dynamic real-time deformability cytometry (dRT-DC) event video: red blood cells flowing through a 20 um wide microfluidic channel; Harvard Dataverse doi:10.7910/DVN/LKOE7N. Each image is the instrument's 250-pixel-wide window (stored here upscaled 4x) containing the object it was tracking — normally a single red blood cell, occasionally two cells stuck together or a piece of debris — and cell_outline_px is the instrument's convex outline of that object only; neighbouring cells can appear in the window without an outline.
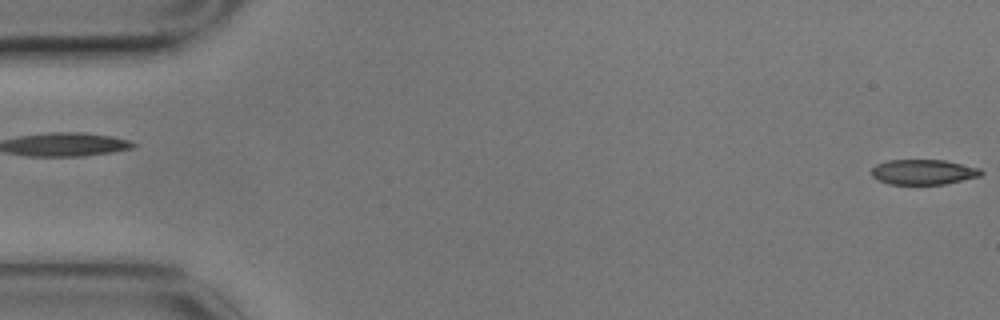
{"species": "common noctule bat (a hibernating species)", "species_latin": "Nyctalus noctula", "temperature_condition": "cold", "stored_images_in_passage": 6, "segment_of_instrument_passage": [2, 2], "camera_frame_rate_fps": 3000, "um_per_image_px": 0.085, "animal": {"sex": "male", "body_mass_g": 17.9}, "frame": {"image": 1, "passage_image": 6, "time_ms": 1.667, "image_size_px": [1000, 320], "cell_outline_px": [[984, 172], [980, 176], [944, 184], [888, 184], [872, 176], [872, 168], [876, 164], [888, 160], [944, 160], [980, 168]], "centroid_in_image_um": [78.49, 14.62], "position_along_channel_um": 6.5, "area_um2": 15.95}}